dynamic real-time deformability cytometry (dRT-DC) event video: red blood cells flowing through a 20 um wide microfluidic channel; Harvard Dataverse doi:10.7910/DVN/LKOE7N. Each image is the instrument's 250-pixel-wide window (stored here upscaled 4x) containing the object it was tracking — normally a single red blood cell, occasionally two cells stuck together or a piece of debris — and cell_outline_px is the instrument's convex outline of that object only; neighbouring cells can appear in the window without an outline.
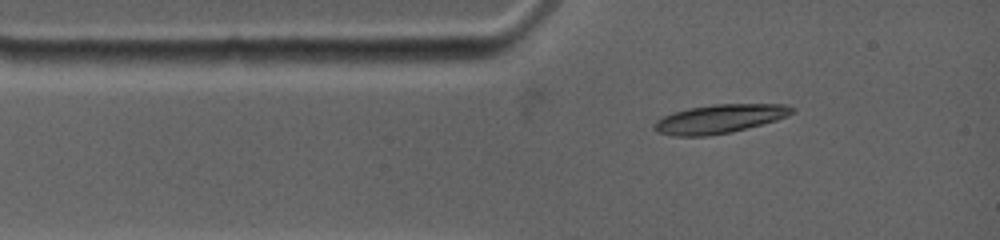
{"species": "common noctule bat (a hibernating species)", "species_latin": "Nyctalus noctula", "temperature_condition": "warm", "stored_images_in_passage": 8, "camera_frame_rate_fps": 4500, "um_per_image_px": 0.085, "animal": {"sex": "female", "body_mass_g": 19.0, "forearm_length_mm": 53.3}, "frame": {"image": 1, "passage_image": 1, "time_ms": 0.0, "image_size_px": [1000, 240], "cell_outline_px": [[796, 112], [788, 116], [776, 120], [732, 132], [708, 136], [672, 136], [656, 132], [652, 128], [652, 124], [656, 120], [672, 112], [688, 108], [712, 104], [788, 104], [796, 108]], "centroid_in_image_um": [61.15, 10.1], "position_along_channel_um": 23.8, "area_um2": 23.47}}
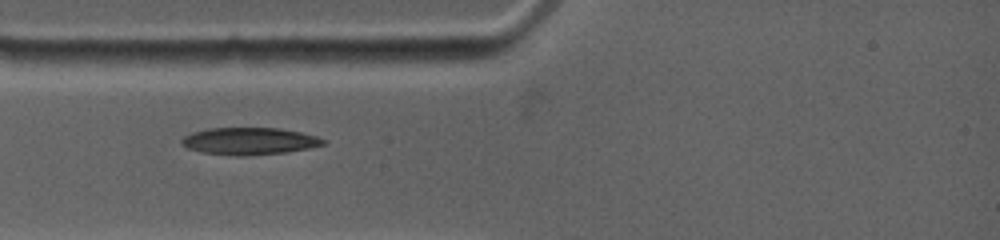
{"frame": {"image": 2, "passage_image": 4, "time_ms": 1.333, "image_size_px": [1000, 240], "cell_outline_px": [[328, 140], [324, 144], [308, 148], [288, 152], [248, 156], [236, 156], [200, 152], [188, 148], [180, 144], [180, 140], [184, 136], [192, 132], [208, 128], [276, 128], [300, 132], [316, 136]], "centroid_in_image_um": [21.17, 12.0], "position_along_channel_um": 63.8, "area_um2": 22.54}}
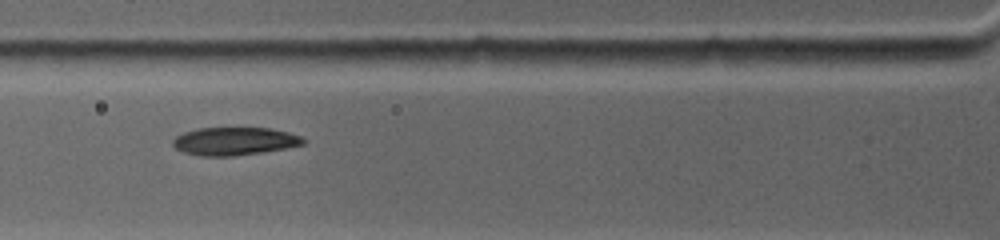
{"frame": {"image": 3, "passage_image": 6, "time_ms": 2.444, "image_size_px": [1000, 240], "cell_outline_px": [[308, 140], [304, 144], [284, 148], [260, 152], [232, 156], [200, 156], [184, 152], [176, 148], [172, 144], [172, 140], [176, 136], [184, 132], [196, 128], [272, 128], [288, 132], [300, 136]], "centroid_in_image_um": [19.92, 11.99], "position_along_channel_um": 105.9, "area_um2": 21.21}}